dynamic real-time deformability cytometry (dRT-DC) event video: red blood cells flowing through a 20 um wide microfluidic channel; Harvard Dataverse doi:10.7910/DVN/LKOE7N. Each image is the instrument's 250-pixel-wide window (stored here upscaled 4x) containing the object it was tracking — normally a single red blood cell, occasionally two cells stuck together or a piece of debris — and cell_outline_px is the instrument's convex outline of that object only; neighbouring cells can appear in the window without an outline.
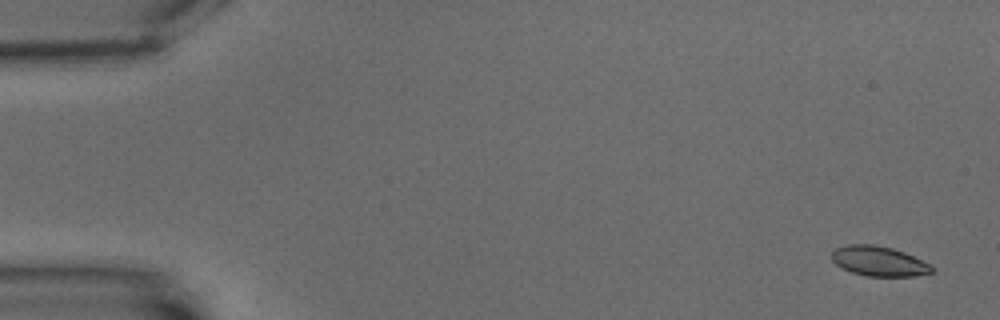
{"species": "common noctule bat (a hibernating species)", "species_latin": "Nyctalus noctula", "temperature_condition": "warm", "stored_images_in_passage": 4, "camera_frame_rate_fps": 3000, "um_per_image_px": 0.085, "animal": {"sex": "male", "body_mass_g": 15.6}, "frame": {"image": 1, "passage_image": 1, "time_ms": 0.0, "image_size_px": [1000, 320], "cell_outline_px": [[936, 268], [932, 272], [916, 276], [864, 276], [840, 268], [832, 260], [832, 252], [836, 248], [848, 244], [872, 244], [892, 248], [904, 252], [932, 264]], "centroid_in_image_um": [74.73, 22.2], "position_along_channel_um": 10.3, "area_um2": 17.63}}
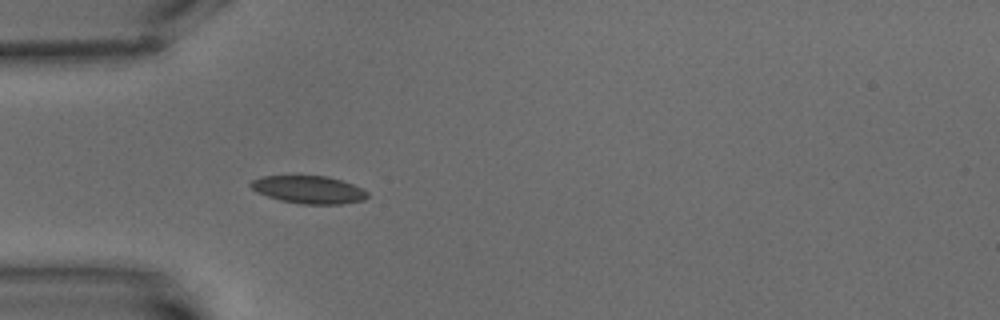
{"frame": {"image": 2, "passage_image": 4, "time_ms": 5.667, "image_size_px": [1000, 320], "cell_outline_px": [[368, 196], [364, 200], [340, 204], [300, 204], [280, 200], [268, 196], [252, 188], [248, 184], [252, 180], [260, 176], [328, 176], [344, 180], [368, 192]], "centroid_in_image_um": [26.26, 16.11], "position_along_channel_um": 58.7, "area_um2": 18.79}}